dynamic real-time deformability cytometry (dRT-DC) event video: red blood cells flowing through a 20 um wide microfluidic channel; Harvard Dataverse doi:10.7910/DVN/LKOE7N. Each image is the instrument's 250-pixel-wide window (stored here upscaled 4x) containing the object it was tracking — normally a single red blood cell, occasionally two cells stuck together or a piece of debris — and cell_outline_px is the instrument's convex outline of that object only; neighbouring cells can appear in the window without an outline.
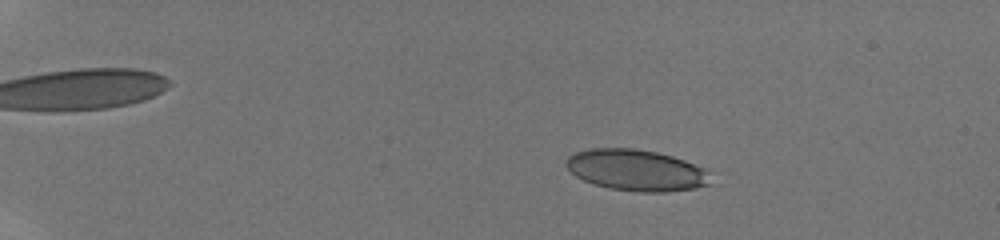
{"species": "human", "species_latin": "Homo sapiens", "temperature_condition": "room temperature", "stored_images_in_passage": 25, "camera_frame_rate_fps": 3000, "um_per_image_px": 0.085, "donor": {"sex": "male"}, "frame": {"image": 1, "passage_image": 13, "time_ms": 3.333, "image_size_px": [1000, 240], "cell_outline_px": [[712, 184], [692, 188], [664, 192], [640, 192], [608, 188], [592, 184], [576, 176], [564, 164], [568, 156], [576, 152], [588, 148], [632, 148], [656, 152], [672, 156], [684, 160], [704, 168], [708, 172]], "centroid_in_image_um": [54.06, 14.46], "position_along_channel_um": 30.9, "area_um2": 34.74}}